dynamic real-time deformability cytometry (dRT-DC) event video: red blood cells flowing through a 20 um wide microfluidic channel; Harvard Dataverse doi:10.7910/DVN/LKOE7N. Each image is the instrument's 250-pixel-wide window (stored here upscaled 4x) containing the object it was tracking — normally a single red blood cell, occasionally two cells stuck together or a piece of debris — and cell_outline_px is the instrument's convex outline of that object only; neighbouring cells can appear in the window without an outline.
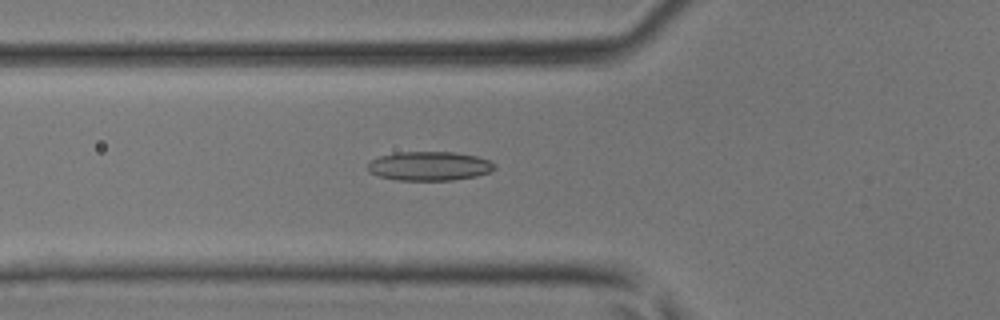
{"species": "common noctule bat (a hibernating species)", "species_latin": "Nyctalus noctula", "temperature_condition": "room temperature", "stored_images_in_passage": 42, "camera_frame_rate_fps": 3000, "um_per_image_px": 0.085, "animal": {"sex": "male", "body_mass_g": 17.9, "forearm_length_mm": 54.2}, "frame": {"image": 1, "passage_image": 17, "time_ms": 5.333, "image_size_px": [1000, 320], "cell_outline_px": [[496, 168], [488, 172], [476, 176], [452, 180], [400, 180], [380, 176], [368, 172], [368, 164], [372, 160], [380, 156], [396, 152], [452, 152], [476, 156], [488, 160], [496, 164]], "centroid_in_image_um": [36.5, 14.11], "position_along_channel_um": 89.3, "area_um2": 21.33}}
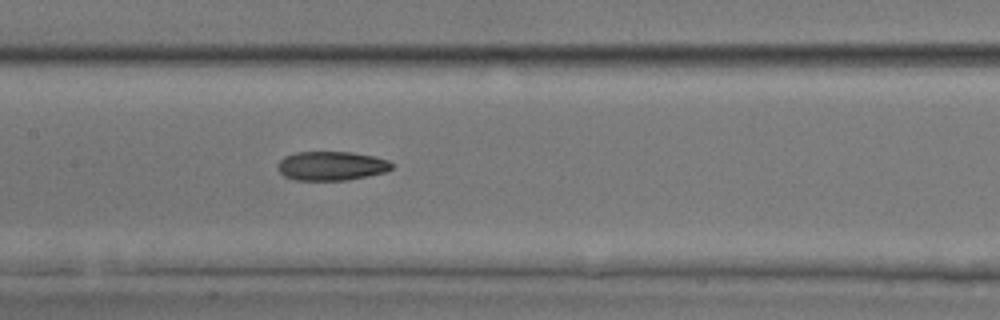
{"frame": {"image": 2, "passage_image": 23, "time_ms": 7.333, "image_size_px": [1000, 320], "cell_outline_px": [[392, 168], [384, 172], [368, 176], [348, 180], [296, 180], [284, 176], [276, 168], [276, 164], [284, 156], [296, 152], [352, 152], [372, 156], [388, 160], [392, 164]], "centroid_in_image_um": [28.13, 14.1], "position_along_channel_um": 179.3, "area_um2": 19.36}}
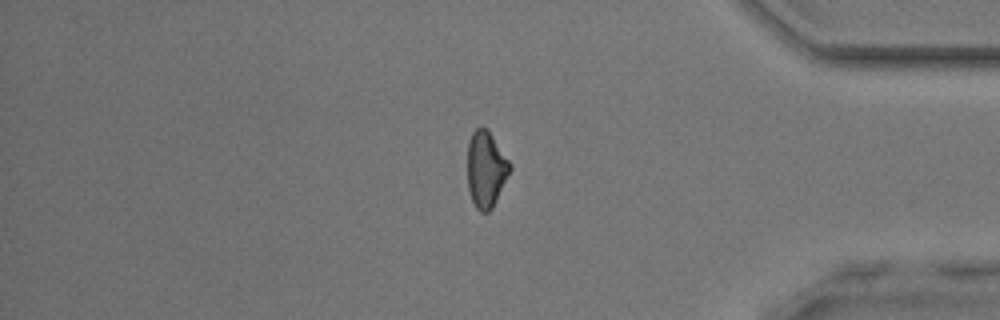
{"frame": {"image": 3, "passage_image": 39, "time_ms": 12.667, "image_size_px": [1000, 320], "cell_outline_px": [[512, 168], [492, 208], [488, 212], [480, 212], [476, 208], [472, 200], [468, 188], [468, 140], [472, 132], [476, 128], [488, 128], [512, 164]], "centroid_in_image_um": [41.32, 14.36], "position_along_channel_um": 393.9, "area_um2": 18.96}}